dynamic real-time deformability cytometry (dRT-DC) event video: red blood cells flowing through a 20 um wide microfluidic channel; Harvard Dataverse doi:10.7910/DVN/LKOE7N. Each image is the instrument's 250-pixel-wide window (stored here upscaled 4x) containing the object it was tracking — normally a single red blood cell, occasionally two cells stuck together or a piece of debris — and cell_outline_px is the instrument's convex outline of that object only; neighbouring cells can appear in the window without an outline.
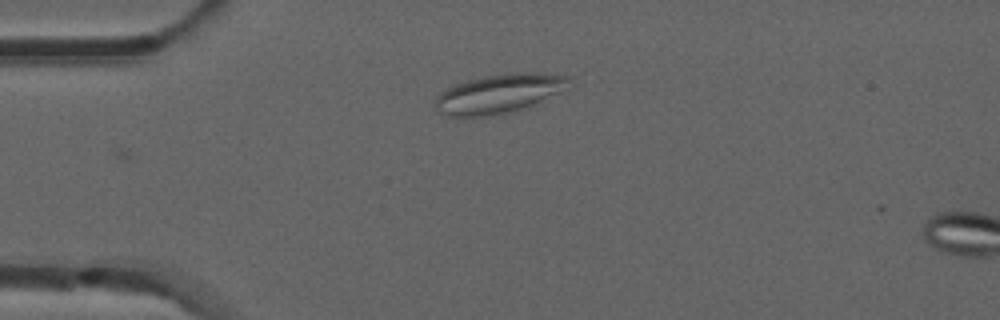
{"species": "common noctule bat (a hibernating species)", "species_latin": "Nyctalus noctula", "temperature_condition": "room temperature", "stored_images_in_passage": 4, "camera_frame_rate_fps": 3000, "um_per_image_px": 0.085, "animal": {"sex": "male", "forearm_length_mm": 52.5}, "frame": {"image": 1, "passage_image": 1, "time_ms": 0.0, "image_size_px": [1000, 320], "cell_outline_px": [[576, 84], [528, 108], [516, 112], [484, 116], [448, 116], [440, 112], [432, 104], [436, 96], [444, 88], [452, 84], [464, 80], [504, 72], [556, 72], [568, 76]], "centroid_in_image_um": [42.49, 7.93], "position_along_channel_um": 42.5, "area_um2": 31.85}}